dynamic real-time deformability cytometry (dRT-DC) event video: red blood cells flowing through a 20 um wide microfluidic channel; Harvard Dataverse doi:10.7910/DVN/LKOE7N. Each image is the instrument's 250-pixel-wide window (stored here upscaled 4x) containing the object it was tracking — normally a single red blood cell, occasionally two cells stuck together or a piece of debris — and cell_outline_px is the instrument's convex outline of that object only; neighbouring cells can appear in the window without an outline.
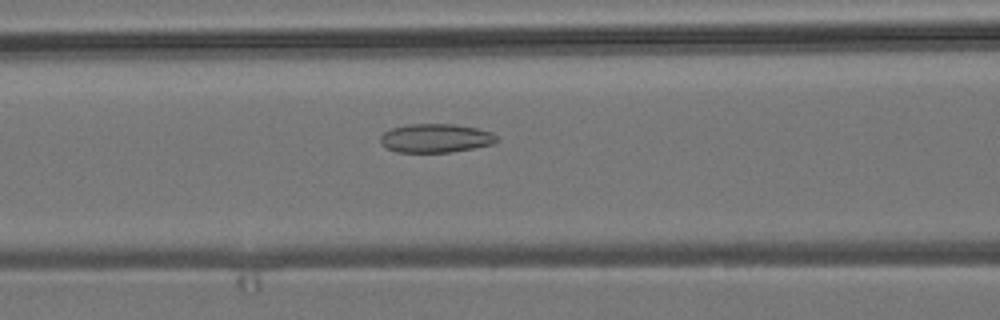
{"species": "common noctule bat (a hibernating species)", "species_latin": "Nyctalus noctula", "temperature_condition": "room temperature", "stored_images_in_passage": 45, "camera_frame_rate_fps": 3000, "um_per_image_px": 0.085, "animal": {"sex": "male", "body_mass_g": 19.2, "forearm_length_mm": 51.8}, "frame": {"image": 1, "passage_image": 14, "time_ms": 4.333, "image_size_px": [1000, 320], "cell_outline_px": [[500, 140], [492, 144], [452, 152], [396, 152], [388, 148], [380, 140], [380, 136], [384, 132], [392, 128], [408, 124], [456, 124], [476, 128], [492, 132]], "centroid_in_image_um": [37.05, 11.74], "position_along_channel_um": 129.5, "area_um2": 19.42}}
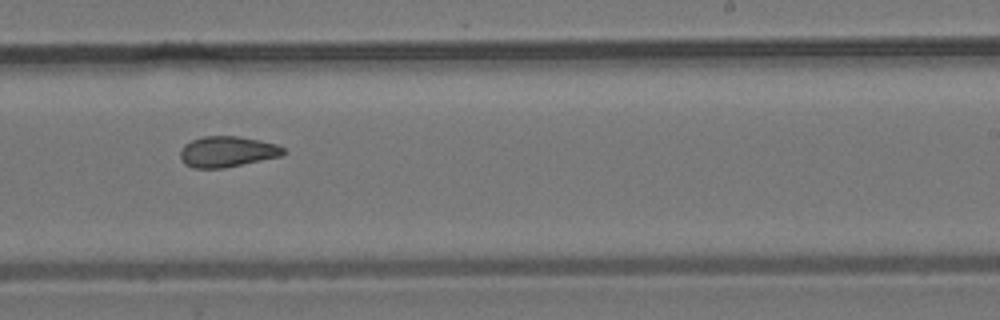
{"frame": {"image": 2, "passage_image": 25, "time_ms": 8.0, "image_size_px": [1000, 320], "cell_outline_px": [[288, 152], [280, 156], [224, 168], [192, 168], [184, 164], [180, 160], [180, 152], [184, 144], [192, 140], [204, 136], [240, 136], [260, 140], [276, 144], [284, 148]], "centroid_in_image_um": [19.3, 12.89], "position_along_channel_um": 269.7, "area_um2": 18.61}}
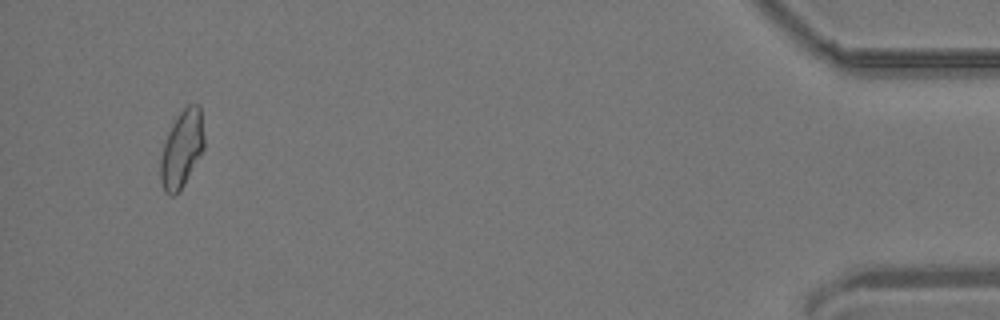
{"frame": {"image": 3, "passage_image": 43, "time_ms": 14.0, "image_size_px": [1000, 320], "cell_outline_px": [[204, 148], [180, 192], [172, 196], [168, 196], [164, 192], [160, 180], [160, 160], [164, 144], [168, 132], [176, 116], [188, 104], [200, 104], [204, 136]], "centroid_in_image_um": [15.45, 12.68], "position_along_channel_um": 419.8, "area_um2": 19.77}, "authors_computed_cell_mechanics": {"area_um2": 19.074, "velocity_mm_per_s": 3.8308, "shape_relaxation_time_tau1_ms": null, "shape_relaxation_time_tau2_ms": 2.596, "deformation_change_tau1": null, "deformation_change_tau2": 0.0896}}